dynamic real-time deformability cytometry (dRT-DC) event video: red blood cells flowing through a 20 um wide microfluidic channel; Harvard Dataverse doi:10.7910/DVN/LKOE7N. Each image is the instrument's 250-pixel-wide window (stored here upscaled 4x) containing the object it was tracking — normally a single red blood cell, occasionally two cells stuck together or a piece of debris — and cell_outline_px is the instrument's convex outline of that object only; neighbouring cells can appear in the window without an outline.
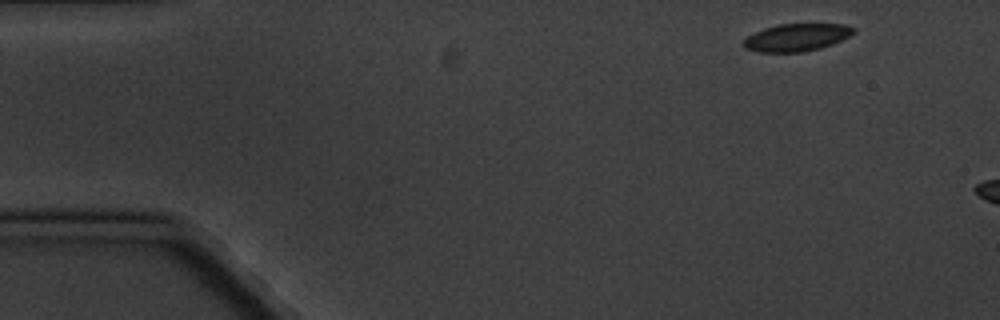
{"species": "common noctule bat (a hibernating species)", "species_latin": "Nyctalus noctula", "temperature_condition": "cold", "stored_images_in_passage": 3, "camera_frame_rate_fps": 3000, "um_per_image_px": 0.085, "animal": {"sex": "male", "body_mass_g": 20.1, "forearm_length_mm": 53.5}, "frame": {"image": 1, "passage_image": 1, "time_ms": 0.0, "image_size_px": [1000, 320], "cell_outline_px": [[856, 32], [852, 36], [832, 44], [820, 48], [804, 52], [760, 52], [744, 48], [740, 44], [748, 36], [764, 28], [780, 24], [844, 24], [856, 28]], "centroid_in_image_um": [67.75, 3.18], "position_along_channel_um": 17.3, "area_um2": 17.8}}